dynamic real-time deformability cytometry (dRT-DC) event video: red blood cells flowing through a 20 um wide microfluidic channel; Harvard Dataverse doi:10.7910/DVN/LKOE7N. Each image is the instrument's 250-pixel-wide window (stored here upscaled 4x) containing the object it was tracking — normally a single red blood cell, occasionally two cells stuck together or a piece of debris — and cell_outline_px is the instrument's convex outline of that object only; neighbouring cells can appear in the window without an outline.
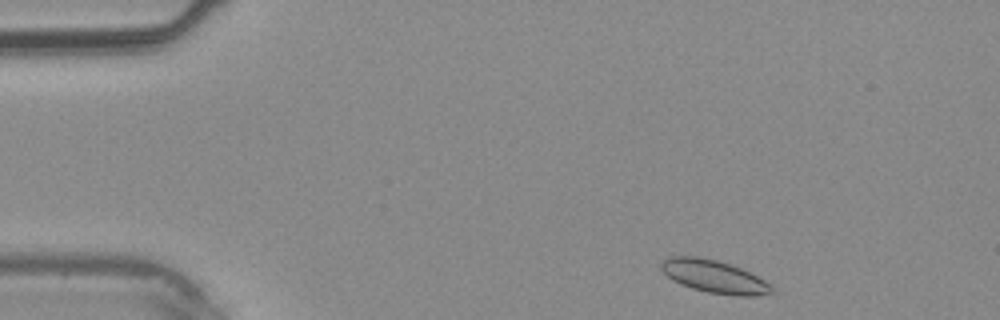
{"species": "common noctule bat (a hibernating species)", "species_latin": "Nyctalus noctula", "temperature_condition": "warm", "stored_images_in_passage": 36, "camera_frame_rate_fps": 3000, "um_per_image_px": 0.085, "animal": {"sex": "male", "body_mass_g": 20.4}, "frame": {"image": 1, "passage_image": 2, "time_ms": 0.333, "image_size_px": [1000, 320], "cell_outline_px": [[772, 292], [756, 296], [736, 296], [708, 292], [692, 288], [680, 284], [672, 280], [660, 268], [660, 264], [668, 256], [696, 256], [716, 260], [740, 268], [772, 284]], "centroid_in_image_um": [60.68, 23.51], "position_along_channel_um": 24.3, "area_um2": 20.92}}
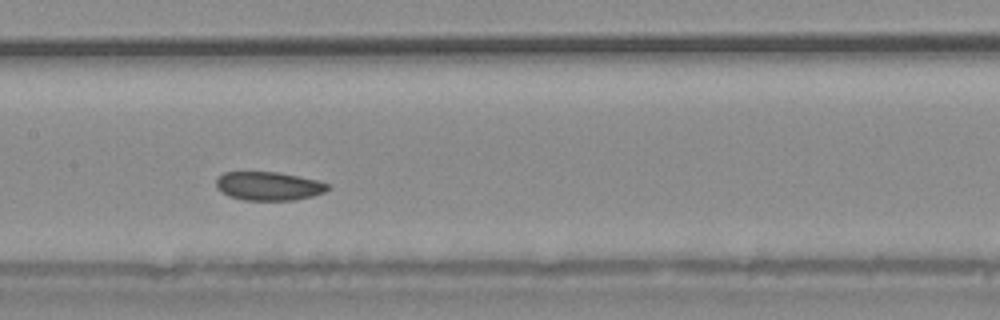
{"frame": {"image": 2, "passage_image": 16, "time_ms": 5.0, "image_size_px": [1000, 320], "cell_outline_px": [[328, 188], [324, 192], [312, 196], [292, 200], [244, 200], [228, 196], [216, 184], [216, 180], [224, 172], [276, 172], [316, 180], [328, 184]], "centroid_in_image_um": [22.83, 15.82], "position_along_channel_um": 184.6, "area_um2": 18.21}}
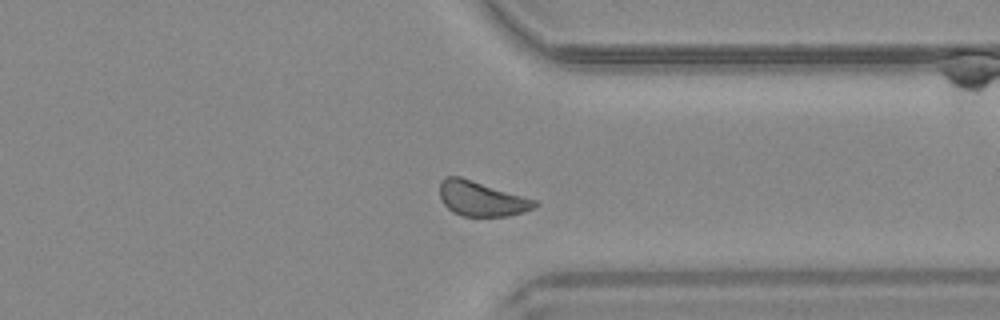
{"frame": {"image": 3, "passage_image": 27, "time_ms": 8.667, "image_size_px": [1000, 320], "cell_outline_px": [[536, 204], [532, 208], [524, 212], [508, 216], [464, 216], [452, 212], [444, 204], [440, 196], [440, 180], [448, 176], [460, 176], [524, 196], [536, 200]], "centroid_in_image_um": [40.89, 16.88], "position_along_channel_um": 370.5, "area_um2": 19.13}}